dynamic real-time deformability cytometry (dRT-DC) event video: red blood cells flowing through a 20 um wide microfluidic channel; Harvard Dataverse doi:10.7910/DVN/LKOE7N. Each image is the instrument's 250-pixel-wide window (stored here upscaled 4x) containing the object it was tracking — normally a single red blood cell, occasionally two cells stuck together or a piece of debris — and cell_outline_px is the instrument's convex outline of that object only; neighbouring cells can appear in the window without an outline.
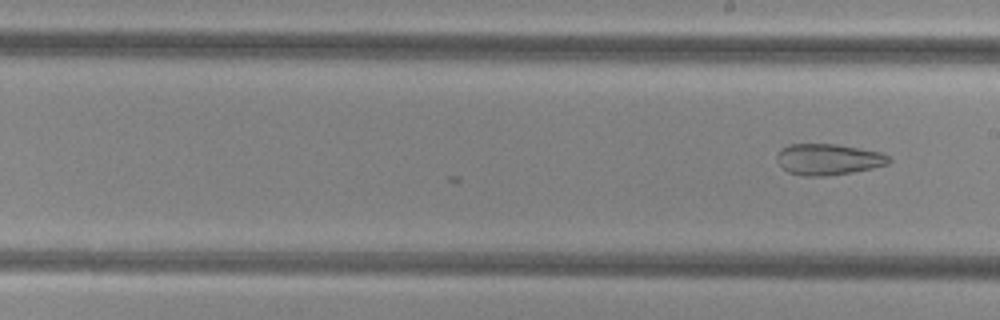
{"species": "common noctule bat (a hibernating species)", "species_latin": "Nyctalus noctula", "temperature_condition": "cold", "stored_images_in_passage": 13, "camera_frame_rate_fps": 3000, "um_per_image_px": 0.085, "animal": {"sex": "female", "body_mass_g": 29.2, "forearm_length_mm": 56.3}, "frame": {"image": 1, "passage_image": 13, "time_ms": 4.0, "image_size_px": [1000, 320], "cell_outline_px": [[892, 160], [888, 164], [872, 168], [852, 172], [828, 176], [804, 176], [788, 172], [776, 160], [776, 156], [780, 148], [788, 144], [836, 144], [880, 152], [888, 156]], "centroid_in_image_um": [70.38, 13.54], "position_along_channel_um": 218.6, "area_um2": 20.35}}